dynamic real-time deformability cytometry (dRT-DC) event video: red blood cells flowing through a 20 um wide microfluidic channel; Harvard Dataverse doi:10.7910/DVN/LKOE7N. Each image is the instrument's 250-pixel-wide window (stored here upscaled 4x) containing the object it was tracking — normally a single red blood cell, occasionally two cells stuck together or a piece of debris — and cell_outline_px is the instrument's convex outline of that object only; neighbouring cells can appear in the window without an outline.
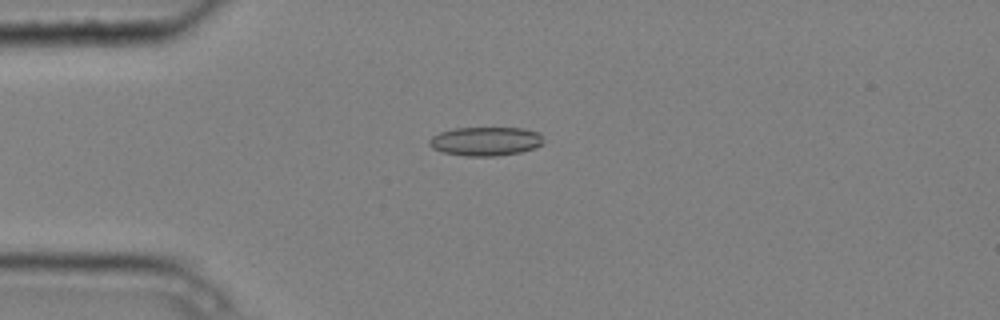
{"species": "common noctule bat (a hibernating species)", "species_latin": "Nyctalus noctula", "temperature_condition": "cold", "stored_images_in_passage": 7, "camera_frame_rate_fps": 3000, "um_per_image_px": 0.085, "animal": {"sex": "male", "body_mass_g": 20.4}, "frame": {"image": 1, "passage_image": 2, "time_ms": 0.333, "image_size_px": [1000, 320], "cell_outline_px": [[544, 144], [536, 148], [520, 152], [496, 156], [464, 156], [444, 152], [432, 148], [428, 144], [428, 140], [432, 136], [440, 132], [456, 128], [524, 128], [540, 132], [544, 140]], "centroid_in_image_um": [41.31, 12.01], "position_along_channel_um": 43.7, "area_um2": 19.42}}
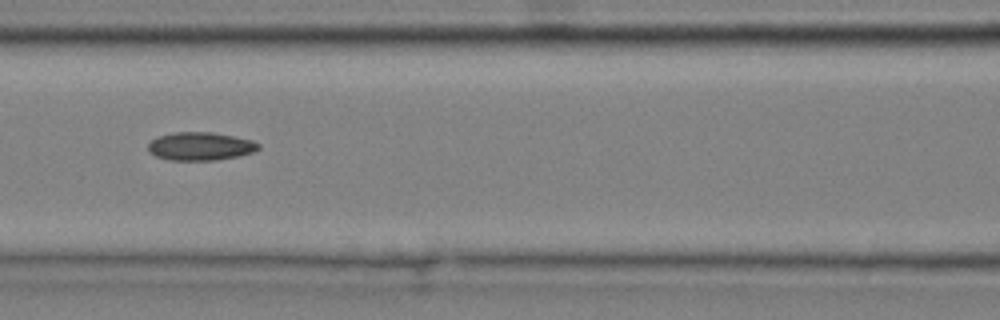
{"frame": {"image": 2, "passage_image": 5, "time_ms": 1.333, "image_size_px": [1000, 320], "cell_outline_px": [[260, 148], [252, 152], [240, 156], [216, 160], [168, 160], [156, 156], [148, 152], [148, 144], [156, 136], [172, 132], [212, 132], [252, 140], [260, 144]], "centroid_in_image_um": [17.0, 12.43], "position_along_channel_um": 149.6, "area_um2": 18.26}}
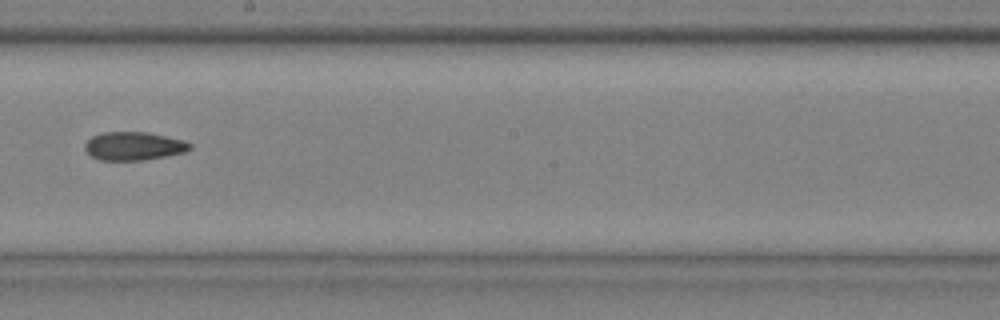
{"frame": {"image": 3, "passage_image": 7, "time_ms": 2.0, "image_size_px": [1000, 320], "cell_outline_px": [[192, 148], [184, 152], [168, 156], [144, 160], [100, 160], [92, 156], [84, 148], [84, 144], [92, 136], [104, 132], [144, 132], [184, 140], [192, 144]], "centroid_in_image_um": [11.38, 12.42], "position_along_channel_um": 236.8, "area_um2": 17.28}}